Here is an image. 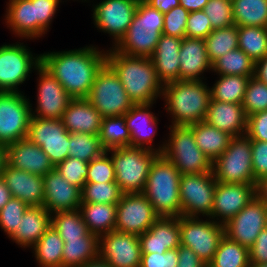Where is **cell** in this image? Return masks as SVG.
<instances>
[{
	"mask_svg": "<svg viewBox=\"0 0 267 267\" xmlns=\"http://www.w3.org/2000/svg\"><path fill=\"white\" fill-rule=\"evenodd\" d=\"M216 184L212 171L181 174L179 185L181 216L210 218Z\"/></svg>",
	"mask_w": 267,
	"mask_h": 267,
	"instance_id": "obj_13",
	"label": "cell"
},
{
	"mask_svg": "<svg viewBox=\"0 0 267 267\" xmlns=\"http://www.w3.org/2000/svg\"><path fill=\"white\" fill-rule=\"evenodd\" d=\"M26 45L17 41L0 46V91L21 92L19 87L41 65V54Z\"/></svg>",
	"mask_w": 267,
	"mask_h": 267,
	"instance_id": "obj_9",
	"label": "cell"
},
{
	"mask_svg": "<svg viewBox=\"0 0 267 267\" xmlns=\"http://www.w3.org/2000/svg\"><path fill=\"white\" fill-rule=\"evenodd\" d=\"M27 138L41 147L54 166L69 157L70 133L60 119L31 117Z\"/></svg>",
	"mask_w": 267,
	"mask_h": 267,
	"instance_id": "obj_16",
	"label": "cell"
},
{
	"mask_svg": "<svg viewBox=\"0 0 267 267\" xmlns=\"http://www.w3.org/2000/svg\"><path fill=\"white\" fill-rule=\"evenodd\" d=\"M86 182H115L113 162L107 151L88 163Z\"/></svg>",
	"mask_w": 267,
	"mask_h": 267,
	"instance_id": "obj_51",
	"label": "cell"
},
{
	"mask_svg": "<svg viewBox=\"0 0 267 267\" xmlns=\"http://www.w3.org/2000/svg\"><path fill=\"white\" fill-rule=\"evenodd\" d=\"M256 197L264 203L267 208V176L256 182Z\"/></svg>",
	"mask_w": 267,
	"mask_h": 267,
	"instance_id": "obj_62",
	"label": "cell"
},
{
	"mask_svg": "<svg viewBox=\"0 0 267 267\" xmlns=\"http://www.w3.org/2000/svg\"><path fill=\"white\" fill-rule=\"evenodd\" d=\"M178 248L165 253L141 254L140 267H177Z\"/></svg>",
	"mask_w": 267,
	"mask_h": 267,
	"instance_id": "obj_55",
	"label": "cell"
},
{
	"mask_svg": "<svg viewBox=\"0 0 267 267\" xmlns=\"http://www.w3.org/2000/svg\"><path fill=\"white\" fill-rule=\"evenodd\" d=\"M99 138L106 151L130 146L131 137L124 115L103 117Z\"/></svg>",
	"mask_w": 267,
	"mask_h": 267,
	"instance_id": "obj_40",
	"label": "cell"
},
{
	"mask_svg": "<svg viewBox=\"0 0 267 267\" xmlns=\"http://www.w3.org/2000/svg\"><path fill=\"white\" fill-rule=\"evenodd\" d=\"M106 63L118 75L134 104L156 103L162 98L163 84L151 58L127 56L110 47L106 51Z\"/></svg>",
	"mask_w": 267,
	"mask_h": 267,
	"instance_id": "obj_2",
	"label": "cell"
},
{
	"mask_svg": "<svg viewBox=\"0 0 267 267\" xmlns=\"http://www.w3.org/2000/svg\"><path fill=\"white\" fill-rule=\"evenodd\" d=\"M2 178L13 198L21 200L28 206H43L44 178L42 176L6 164Z\"/></svg>",
	"mask_w": 267,
	"mask_h": 267,
	"instance_id": "obj_24",
	"label": "cell"
},
{
	"mask_svg": "<svg viewBox=\"0 0 267 267\" xmlns=\"http://www.w3.org/2000/svg\"><path fill=\"white\" fill-rule=\"evenodd\" d=\"M179 80H207L204 73L212 71L204 39L183 38L179 53Z\"/></svg>",
	"mask_w": 267,
	"mask_h": 267,
	"instance_id": "obj_27",
	"label": "cell"
},
{
	"mask_svg": "<svg viewBox=\"0 0 267 267\" xmlns=\"http://www.w3.org/2000/svg\"><path fill=\"white\" fill-rule=\"evenodd\" d=\"M106 51L92 45L41 54V66L73 98H88L97 72L106 63Z\"/></svg>",
	"mask_w": 267,
	"mask_h": 267,
	"instance_id": "obj_1",
	"label": "cell"
},
{
	"mask_svg": "<svg viewBox=\"0 0 267 267\" xmlns=\"http://www.w3.org/2000/svg\"><path fill=\"white\" fill-rule=\"evenodd\" d=\"M32 103L21 92L0 91V144L7 146L27 138Z\"/></svg>",
	"mask_w": 267,
	"mask_h": 267,
	"instance_id": "obj_12",
	"label": "cell"
},
{
	"mask_svg": "<svg viewBox=\"0 0 267 267\" xmlns=\"http://www.w3.org/2000/svg\"><path fill=\"white\" fill-rule=\"evenodd\" d=\"M11 198V191L7 187L4 179L0 177V210L9 202Z\"/></svg>",
	"mask_w": 267,
	"mask_h": 267,
	"instance_id": "obj_63",
	"label": "cell"
},
{
	"mask_svg": "<svg viewBox=\"0 0 267 267\" xmlns=\"http://www.w3.org/2000/svg\"><path fill=\"white\" fill-rule=\"evenodd\" d=\"M79 210L90 233L100 237L115 229L116 204L81 203Z\"/></svg>",
	"mask_w": 267,
	"mask_h": 267,
	"instance_id": "obj_34",
	"label": "cell"
},
{
	"mask_svg": "<svg viewBox=\"0 0 267 267\" xmlns=\"http://www.w3.org/2000/svg\"><path fill=\"white\" fill-rule=\"evenodd\" d=\"M203 11L208 16L213 30L235 25L231 0H209Z\"/></svg>",
	"mask_w": 267,
	"mask_h": 267,
	"instance_id": "obj_47",
	"label": "cell"
},
{
	"mask_svg": "<svg viewBox=\"0 0 267 267\" xmlns=\"http://www.w3.org/2000/svg\"><path fill=\"white\" fill-rule=\"evenodd\" d=\"M204 40L208 59L213 64L227 52L238 48V26L214 29Z\"/></svg>",
	"mask_w": 267,
	"mask_h": 267,
	"instance_id": "obj_41",
	"label": "cell"
},
{
	"mask_svg": "<svg viewBox=\"0 0 267 267\" xmlns=\"http://www.w3.org/2000/svg\"><path fill=\"white\" fill-rule=\"evenodd\" d=\"M238 48L255 63L267 55V27H238Z\"/></svg>",
	"mask_w": 267,
	"mask_h": 267,
	"instance_id": "obj_42",
	"label": "cell"
},
{
	"mask_svg": "<svg viewBox=\"0 0 267 267\" xmlns=\"http://www.w3.org/2000/svg\"><path fill=\"white\" fill-rule=\"evenodd\" d=\"M189 13L183 6H177L164 14L162 34L182 39L185 38L186 22Z\"/></svg>",
	"mask_w": 267,
	"mask_h": 267,
	"instance_id": "obj_52",
	"label": "cell"
},
{
	"mask_svg": "<svg viewBox=\"0 0 267 267\" xmlns=\"http://www.w3.org/2000/svg\"><path fill=\"white\" fill-rule=\"evenodd\" d=\"M180 245L194 251L198 257L209 264L218 249L221 239L225 235L223 224L211 218L179 217Z\"/></svg>",
	"mask_w": 267,
	"mask_h": 267,
	"instance_id": "obj_11",
	"label": "cell"
},
{
	"mask_svg": "<svg viewBox=\"0 0 267 267\" xmlns=\"http://www.w3.org/2000/svg\"><path fill=\"white\" fill-rule=\"evenodd\" d=\"M99 256L111 267H140L139 236L113 230L99 237Z\"/></svg>",
	"mask_w": 267,
	"mask_h": 267,
	"instance_id": "obj_18",
	"label": "cell"
},
{
	"mask_svg": "<svg viewBox=\"0 0 267 267\" xmlns=\"http://www.w3.org/2000/svg\"><path fill=\"white\" fill-rule=\"evenodd\" d=\"M177 267H206V264L190 248L180 245Z\"/></svg>",
	"mask_w": 267,
	"mask_h": 267,
	"instance_id": "obj_58",
	"label": "cell"
},
{
	"mask_svg": "<svg viewBox=\"0 0 267 267\" xmlns=\"http://www.w3.org/2000/svg\"><path fill=\"white\" fill-rule=\"evenodd\" d=\"M246 135L251 140L267 141V110L248 116Z\"/></svg>",
	"mask_w": 267,
	"mask_h": 267,
	"instance_id": "obj_56",
	"label": "cell"
},
{
	"mask_svg": "<svg viewBox=\"0 0 267 267\" xmlns=\"http://www.w3.org/2000/svg\"><path fill=\"white\" fill-rule=\"evenodd\" d=\"M141 254L165 253L180 246L179 217H159L139 236Z\"/></svg>",
	"mask_w": 267,
	"mask_h": 267,
	"instance_id": "obj_25",
	"label": "cell"
},
{
	"mask_svg": "<svg viewBox=\"0 0 267 267\" xmlns=\"http://www.w3.org/2000/svg\"><path fill=\"white\" fill-rule=\"evenodd\" d=\"M266 215V206L255 197L237 215L224 224L225 235L240 245L250 248L259 233L266 228Z\"/></svg>",
	"mask_w": 267,
	"mask_h": 267,
	"instance_id": "obj_20",
	"label": "cell"
},
{
	"mask_svg": "<svg viewBox=\"0 0 267 267\" xmlns=\"http://www.w3.org/2000/svg\"><path fill=\"white\" fill-rule=\"evenodd\" d=\"M34 72L38 75V85L36 107L31 108L32 117L61 119L73 98L65 91L61 83L41 65Z\"/></svg>",
	"mask_w": 267,
	"mask_h": 267,
	"instance_id": "obj_17",
	"label": "cell"
},
{
	"mask_svg": "<svg viewBox=\"0 0 267 267\" xmlns=\"http://www.w3.org/2000/svg\"><path fill=\"white\" fill-rule=\"evenodd\" d=\"M250 264L267 263V228L257 236L254 244L249 248Z\"/></svg>",
	"mask_w": 267,
	"mask_h": 267,
	"instance_id": "obj_57",
	"label": "cell"
},
{
	"mask_svg": "<svg viewBox=\"0 0 267 267\" xmlns=\"http://www.w3.org/2000/svg\"><path fill=\"white\" fill-rule=\"evenodd\" d=\"M182 38L160 35L156 50L151 57L157 77L163 85L179 80V53Z\"/></svg>",
	"mask_w": 267,
	"mask_h": 267,
	"instance_id": "obj_29",
	"label": "cell"
},
{
	"mask_svg": "<svg viewBox=\"0 0 267 267\" xmlns=\"http://www.w3.org/2000/svg\"><path fill=\"white\" fill-rule=\"evenodd\" d=\"M181 174L173 163L159 154L153 161L143 194L159 217H180Z\"/></svg>",
	"mask_w": 267,
	"mask_h": 267,
	"instance_id": "obj_4",
	"label": "cell"
},
{
	"mask_svg": "<svg viewBox=\"0 0 267 267\" xmlns=\"http://www.w3.org/2000/svg\"><path fill=\"white\" fill-rule=\"evenodd\" d=\"M180 6H183L189 12L200 11L209 0H179Z\"/></svg>",
	"mask_w": 267,
	"mask_h": 267,
	"instance_id": "obj_60",
	"label": "cell"
},
{
	"mask_svg": "<svg viewBox=\"0 0 267 267\" xmlns=\"http://www.w3.org/2000/svg\"><path fill=\"white\" fill-rule=\"evenodd\" d=\"M122 195L116 182H86L81 189V203L117 204Z\"/></svg>",
	"mask_w": 267,
	"mask_h": 267,
	"instance_id": "obj_45",
	"label": "cell"
},
{
	"mask_svg": "<svg viewBox=\"0 0 267 267\" xmlns=\"http://www.w3.org/2000/svg\"><path fill=\"white\" fill-rule=\"evenodd\" d=\"M50 226L51 214L43 206H29L9 239L23 249H31Z\"/></svg>",
	"mask_w": 267,
	"mask_h": 267,
	"instance_id": "obj_30",
	"label": "cell"
},
{
	"mask_svg": "<svg viewBox=\"0 0 267 267\" xmlns=\"http://www.w3.org/2000/svg\"><path fill=\"white\" fill-rule=\"evenodd\" d=\"M217 79L210 87L212 100L242 104L249 76L217 75Z\"/></svg>",
	"mask_w": 267,
	"mask_h": 267,
	"instance_id": "obj_37",
	"label": "cell"
},
{
	"mask_svg": "<svg viewBox=\"0 0 267 267\" xmlns=\"http://www.w3.org/2000/svg\"><path fill=\"white\" fill-rule=\"evenodd\" d=\"M63 241L62 267H79L99 256V237L93 233Z\"/></svg>",
	"mask_w": 267,
	"mask_h": 267,
	"instance_id": "obj_33",
	"label": "cell"
},
{
	"mask_svg": "<svg viewBox=\"0 0 267 267\" xmlns=\"http://www.w3.org/2000/svg\"><path fill=\"white\" fill-rule=\"evenodd\" d=\"M152 8L157 9L162 14L168 13L174 7L180 6L179 0H144Z\"/></svg>",
	"mask_w": 267,
	"mask_h": 267,
	"instance_id": "obj_59",
	"label": "cell"
},
{
	"mask_svg": "<svg viewBox=\"0 0 267 267\" xmlns=\"http://www.w3.org/2000/svg\"><path fill=\"white\" fill-rule=\"evenodd\" d=\"M5 24L20 40H36L35 4L31 0H8Z\"/></svg>",
	"mask_w": 267,
	"mask_h": 267,
	"instance_id": "obj_31",
	"label": "cell"
},
{
	"mask_svg": "<svg viewBox=\"0 0 267 267\" xmlns=\"http://www.w3.org/2000/svg\"><path fill=\"white\" fill-rule=\"evenodd\" d=\"M235 25L267 27V0H231Z\"/></svg>",
	"mask_w": 267,
	"mask_h": 267,
	"instance_id": "obj_36",
	"label": "cell"
},
{
	"mask_svg": "<svg viewBox=\"0 0 267 267\" xmlns=\"http://www.w3.org/2000/svg\"><path fill=\"white\" fill-rule=\"evenodd\" d=\"M79 267H111V265L106 260H103L100 256H98Z\"/></svg>",
	"mask_w": 267,
	"mask_h": 267,
	"instance_id": "obj_64",
	"label": "cell"
},
{
	"mask_svg": "<svg viewBox=\"0 0 267 267\" xmlns=\"http://www.w3.org/2000/svg\"><path fill=\"white\" fill-rule=\"evenodd\" d=\"M242 107L247 117L267 110V84L255 76L250 77L246 86Z\"/></svg>",
	"mask_w": 267,
	"mask_h": 267,
	"instance_id": "obj_46",
	"label": "cell"
},
{
	"mask_svg": "<svg viewBox=\"0 0 267 267\" xmlns=\"http://www.w3.org/2000/svg\"><path fill=\"white\" fill-rule=\"evenodd\" d=\"M51 226L62 239L83 238L89 233L79 209L51 214Z\"/></svg>",
	"mask_w": 267,
	"mask_h": 267,
	"instance_id": "obj_43",
	"label": "cell"
},
{
	"mask_svg": "<svg viewBox=\"0 0 267 267\" xmlns=\"http://www.w3.org/2000/svg\"><path fill=\"white\" fill-rule=\"evenodd\" d=\"M139 0H101L92 5L93 24L99 32L109 34L114 47L132 23Z\"/></svg>",
	"mask_w": 267,
	"mask_h": 267,
	"instance_id": "obj_14",
	"label": "cell"
},
{
	"mask_svg": "<svg viewBox=\"0 0 267 267\" xmlns=\"http://www.w3.org/2000/svg\"><path fill=\"white\" fill-rule=\"evenodd\" d=\"M255 197L256 184H234L217 181L210 218L224 225Z\"/></svg>",
	"mask_w": 267,
	"mask_h": 267,
	"instance_id": "obj_19",
	"label": "cell"
},
{
	"mask_svg": "<svg viewBox=\"0 0 267 267\" xmlns=\"http://www.w3.org/2000/svg\"><path fill=\"white\" fill-rule=\"evenodd\" d=\"M204 121L233 137L244 136L247 132L248 117L242 104L210 99Z\"/></svg>",
	"mask_w": 267,
	"mask_h": 267,
	"instance_id": "obj_26",
	"label": "cell"
},
{
	"mask_svg": "<svg viewBox=\"0 0 267 267\" xmlns=\"http://www.w3.org/2000/svg\"><path fill=\"white\" fill-rule=\"evenodd\" d=\"M252 165L255 182L267 176V141L251 140Z\"/></svg>",
	"mask_w": 267,
	"mask_h": 267,
	"instance_id": "obj_54",
	"label": "cell"
},
{
	"mask_svg": "<svg viewBox=\"0 0 267 267\" xmlns=\"http://www.w3.org/2000/svg\"><path fill=\"white\" fill-rule=\"evenodd\" d=\"M7 164V149L6 146L0 144V177L4 171L5 165Z\"/></svg>",
	"mask_w": 267,
	"mask_h": 267,
	"instance_id": "obj_65",
	"label": "cell"
},
{
	"mask_svg": "<svg viewBox=\"0 0 267 267\" xmlns=\"http://www.w3.org/2000/svg\"><path fill=\"white\" fill-rule=\"evenodd\" d=\"M64 241L50 226L39 241L31 248L39 267H62Z\"/></svg>",
	"mask_w": 267,
	"mask_h": 267,
	"instance_id": "obj_35",
	"label": "cell"
},
{
	"mask_svg": "<svg viewBox=\"0 0 267 267\" xmlns=\"http://www.w3.org/2000/svg\"><path fill=\"white\" fill-rule=\"evenodd\" d=\"M255 77L267 84V55L255 63Z\"/></svg>",
	"mask_w": 267,
	"mask_h": 267,
	"instance_id": "obj_61",
	"label": "cell"
},
{
	"mask_svg": "<svg viewBox=\"0 0 267 267\" xmlns=\"http://www.w3.org/2000/svg\"><path fill=\"white\" fill-rule=\"evenodd\" d=\"M35 4L36 12V39L44 37L49 31L59 5L63 0H31Z\"/></svg>",
	"mask_w": 267,
	"mask_h": 267,
	"instance_id": "obj_48",
	"label": "cell"
},
{
	"mask_svg": "<svg viewBox=\"0 0 267 267\" xmlns=\"http://www.w3.org/2000/svg\"><path fill=\"white\" fill-rule=\"evenodd\" d=\"M159 218L143 193H123L116 204V231L140 236Z\"/></svg>",
	"mask_w": 267,
	"mask_h": 267,
	"instance_id": "obj_15",
	"label": "cell"
},
{
	"mask_svg": "<svg viewBox=\"0 0 267 267\" xmlns=\"http://www.w3.org/2000/svg\"><path fill=\"white\" fill-rule=\"evenodd\" d=\"M44 178L43 207L50 213L78 210L81 205V189L64 179L57 169Z\"/></svg>",
	"mask_w": 267,
	"mask_h": 267,
	"instance_id": "obj_22",
	"label": "cell"
},
{
	"mask_svg": "<svg viewBox=\"0 0 267 267\" xmlns=\"http://www.w3.org/2000/svg\"><path fill=\"white\" fill-rule=\"evenodd\" d=\"M7 164L28 173L44 176L55 168L40 146L28 138L6 146Z\"/></svg>",
	"mask_w": 267,
	"mask_h": 267,
	"instance_id": "obj_23",
	"label": "cell"
},
{
	"mask_svg": "<svg viewBox=\"0 0 267 267\" xmlns=\"http://www.w3.org/2000/svg\"><path fill=\"white\" fill-rule=\"evenodd\" d=\"M87 99L102 117L124 115L134 105L118 75L107 63L97 72Z\"/></svg>",
	"mask_w": 267,
	"mask_h": 267,
	"instance_id": "obj_10",
	"label": "cell"
},
{
	"mask_svg": "<svg viewBox=\"0 0 267 267\" xmlns=\"http://www.w3.org/2000/svg\"><path fill=\"white\" fill-rule=\"evenodd\" d=\"M28 205L17 198H11L0 210V228L9 238L18 228L20 219L28 209Z\"/></svg>",
	"mask_w": 267,
	"mask_h": 267,
	"instance_id": "obj_49",
	"label": "cell"
},
{
	"mask_svg": "<svg viewBox=\"0 0 267 267\" xmlns=\"http://www.w3.org/2000/svg\"><path fill=\"white\" fill-rule=\"evenodd\" d=\"M200 150L213 163L229 146L233 136L209 125L205 121L188 125Z\"/></svg>",
	"mask_w": 267,
	"mask_h": 267,
	"instance_id": "obj_32",
	"label": "cell"
},
{
	"mask_svg": "<svg viewBox=\"0 0 267 267\" xmlns=\"http://www.w3.org/2000/svg\"><path fill=\"white\" fill-rule=\"evenodd\" d=\"M81 1L84 2V3H85V2H88V3L91 2L90 0H80V2H81Z\"/></svg>",
	"mask_w": 267,
	"mask_h": 267,
	"instance_id": "obj_67",
	"label": "cell"
},
{
	"mask_svg": "<svg viewBox=\"0 0 267 267\" xmlns=\"http://www.w3.org/2000/svg\"><path fill=\"white\" fill-rule=\"evenodd\" d=\"M55 169H57L61 176L68 180L70 184H74L80 189L86 184L88 162L74 157H67L64 161L58 163Z\"/></svg>",
	"mask_w": 267,
	"mask_h": 267,
	"instance_id": "obj_50",
	"label": "cell"
},
{
	"mask_svg": "<svg viewBox=\"0 0 267 267\" xmlns=\"http://www.w3.org/2000/svg\"><path fill=\"white\" fill-rule=\"evenodd\" d=\"M110 154L115 182L123 193H142L150 167L160 154L142 147H122L107 150Z\"/></svg>",
	"mask_w": 267,
	"mask_h": 267,
	"instance_id": "obj_6",
	"label": "cell"
},
{
	"mask_svg": "<svg viewBox=\"0 0 267 267\" xmlns=\"http://www.w3.org/2000/svg\"><path fill=\"white\" fill-rule=\"evenodd\" d=\"M102 116L87 98L72 99L60 119L69 133L99 134Z\"/></svg>",
	"mask_w": 267,
	"mask_h": 267,
	"instance_id": "obj_28",
	"label": "cell"
},
{
	"mask_svg": "<svg viewBox=\"0 0 267 267\" xmlns=\"http://www.w3.org/2000/svg\"><path fill=\"white\" fill-rule=\"evenodd\" d=\"M163 18L164 14L139 0L132 23L113 48L127 56L151 58L162 34Z\"/></svg>",
	"mask_w": 267,
	"mask_h": 267,
	"instance_id": "obj_5",
	"label": "cell"
},
{
	"mask_svg": "<svg viewBox=\"0 0 267 267\" xmlns=\"http://www.w3.org/2000/svg\"><path fill=\"white\" fill-rule=\"evenodd\" d=\"M68 148L69 157L88 163L106 152L101 144L99 134L90 133H70Z\"/></svg>",
	"mask_w": 267,
	"mask_h": 267,
	"instance_id": "obj_44",
	"label": "cell"
},
{
	"mask_svg": "<svg viewBox=\"0 0 267 267\" xmlns=\"http://www.w3.org/2000/svg\"><path fill=\"white\" fill-rule=\"evenodd\" d=\"M212 31L211 22L203 10L189 13L185 37L205 39Z\"/></svg>",
	"mask_w": 267,
	"mask_h": 267,
	"instance_id": "obj_53",
	"label": "cell"
},
{
	"mask_svg": "<svg viewBox=\"0 0 267 267\" xmlns=\"http://www.w3.org/2000/svg\"><path fill=\"white\" fill-rule=\"evenodd\" d=\"M209 264L212 267H250L249 248L224 235Z\"/></svg>",
	"mask_w": 267,
	"mask_h": 267,
	"instance_id": "obj_39",
	"label": "cell"
},
{
	"mask_svg": "<svg viewBox=\"0 0 267 267\" xmlns=\"http://www.w3.org/2000/svg\"><path fill=\"white\" fill-rule=\"evenodd\" d=\"M155 103L134 104L132 108L124 114L126 126L130 133V146L142 147L148 150H153L162 153L165 146V139L162 144L153 143L158 129V116L151 110Z\"/></svg>",
	"mask_w": 267,
	"mask_h": 267,
	"instance_id": "obj_21",
	"label": "cell"
},
{
	"mask_svg": "<svg viewBox=\"0 0 267 267\" xmlns=\"http://www.w3.org/2000/svg\"><path fill=\"white\" fill-rule=\"evenodd\" d=\"M215 75H255V62L240 48L229 51L212 64Z\"/></svg>",
	"mask_w": 267,
	"mask_h": 267,
	"instance_id": "obj_38",
	"label": "cell"
},
{
	"mask_svg": "<svg viewBox=\"0 0 267 267\" xmlns=\"http://www.w3.org/2000/svg\"><path fill=\"white\" fill-rule=\"evenodd\" d=\"M169 137L161 153L180 174H200L212 171V162L200 150L189 126L169 125Z\"/></svg>",
	"mask_w": 267,
	"mask_h": 267,
	"instance_id": "obj_7",
	"label": "cell"
},
{
	"mask_svg": "<svg viewBox=\"0 0 267 267\" xmlns=\"http://www.w3.org/2000/svg\"><path fill=\"white\" fill-rule=\"evenodd\" d=\"M164 109L171 117V126H188L204 121L211 99L205 80H178L163 85Z\"/></svg>",
	"mask_w": 267,
	"mask_h": 267,
	"instance_id": "obj_3",
	"label": "cell"
},
{
	"mask_svg": "<svg viewBox=\"0 0 267 267\" xmlns=\"http://www.w3.org/2000/svg\"><path fill=\"white\" fill-rule=\"evenodd\" d=\"M250 267H267V263H264V264H250Z\"/></svg>",
	"mask_w": 267,
	"mask_h": 267,
	"instance_id": "obj_66",
	"label": "cell"
},
{
	"mask_svg": "<svg viewBox=\"0 0 267 267\" xmlns=\"http://www.w3.org/2000/svg\"><path fill=\"white\" fill-rule=\"evenodd\" d=\"M216 181L236 184H256L253 174L251 139L233 137L226 150L212 163Z\"/></svg>",
	"mask_w": 267,
	"mask_h": 267,
	"instance_id": "obj_8",
	"label": "cell"
}]
</instances>
